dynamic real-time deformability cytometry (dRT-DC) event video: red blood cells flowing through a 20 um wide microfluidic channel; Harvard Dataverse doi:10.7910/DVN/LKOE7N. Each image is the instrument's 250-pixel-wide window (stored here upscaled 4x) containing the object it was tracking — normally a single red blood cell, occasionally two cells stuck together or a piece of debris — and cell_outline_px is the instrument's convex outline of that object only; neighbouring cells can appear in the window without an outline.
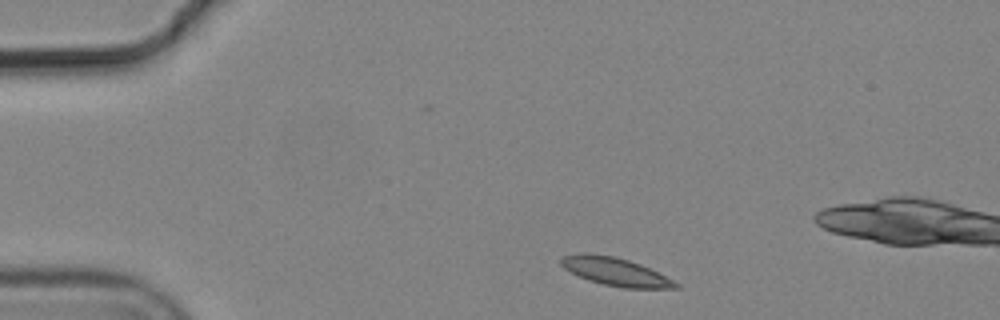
{"species": "common noctule bat (a hibernating species)", "species_latin": "Nyctalus noctula", "temperature_condition": "cold", "stored_images_in_passage": 8, "segment_of_instrument_passage": [1, 2], "camera_frame_rate_fps": 3000, "um_per_image_px": 0.085, "animal": {"sex": "male", "body_mass_g": 19.2, "forearm_length_mm": 51.8}, "frame": {"image": 1, "passage_image": 1, "time_ms": 0.0, "image_size_px": [1000, 320], "cell_outline_px": [[680, 288], [624, 288], [604, 284], [588, 280], [564, 268], [560, 264], [560, 260], [564, 256], [580, 252], [588, 252], [612, 256], [628, 260], [640, 264], [680, 284]], "centroid_in_image_um": [52.28, 23.08], "position_along_channel_um": 32.7, "area_um2": 18.5}}
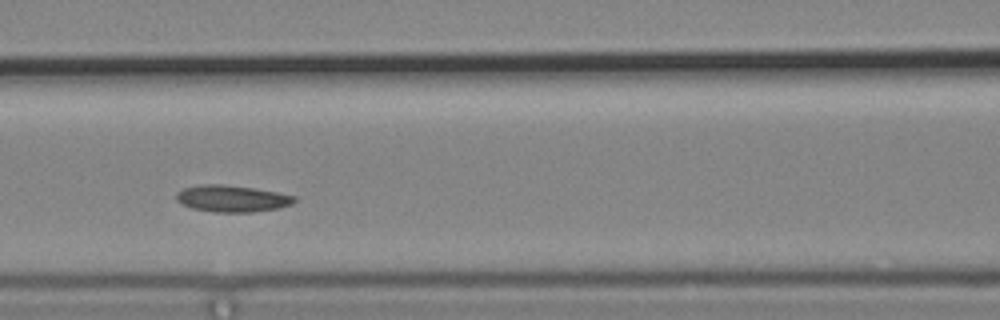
{"frame": {"image": 2, "passage_image": 5, "time_ms": 1.333, "image_size_px": [1000, 320], "cell_outline_px": [[296, 200], [292, 204], [280, 208], [252, 212], [212, 212], [192, 208], [176, 200], [176, 192], [184, 188], [200, 184], [224, 184], [256, 188], [296, 196]], "centroid_in_image_um": [19.73, 16.87], "position_along_channel_um": 146.9, "area_um2": 18.5}}
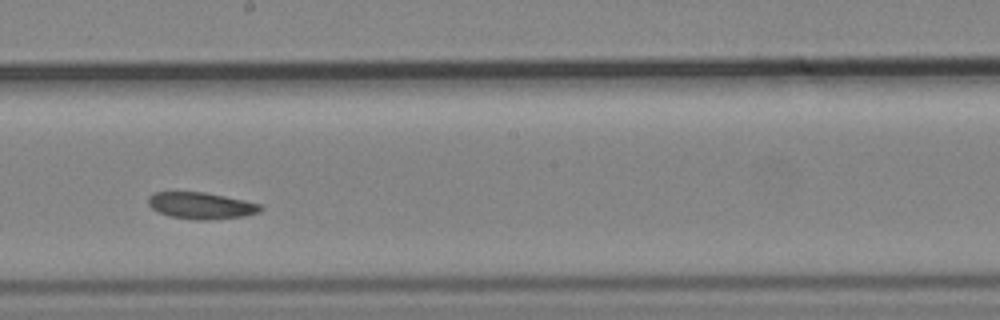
{"frame": {"image": 3, "passage_image": 7, "time_ms": 2.0, "image_size_px": [1000, 320], "cell_outline_px": [[264, 208], [260, 212], [244, 216], [208, 220], [196, 220], [168, 216], [156, 212], [148, 204], [148, 196], [156, 192], [204, 192], [244, 200], [260, 204]], "centroid_in_image_um": [17.08, 17.48], "position_along_channel_um": 231.1, "area_um2": 17.51}}